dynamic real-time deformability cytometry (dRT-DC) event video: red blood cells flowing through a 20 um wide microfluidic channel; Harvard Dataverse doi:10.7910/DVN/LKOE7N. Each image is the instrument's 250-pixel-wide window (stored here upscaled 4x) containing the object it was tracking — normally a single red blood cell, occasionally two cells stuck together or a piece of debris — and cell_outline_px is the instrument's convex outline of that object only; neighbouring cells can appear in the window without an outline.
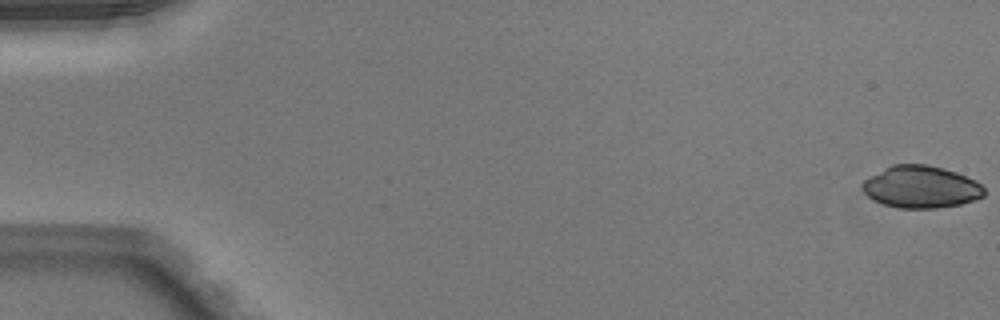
{"species": "Egyptian fruit bat (a non-hibernating species)", "species_latin": "Rousettus aegyptiacus", "temperature_condition": "warm", "stored_images_in_passage": 49, "camera_frame_rate_fps": 3000, "um_per_image_px": 0.085, "animal": {"sex": "male"}, "frame": {"image": 1, "passage_image": 1, "time_ms": 0.0, "image_size_px": [1000, 320], "cell_outline_px": [[984, 196], [960, 204], [936, 208], [896, 208], [872, 200], [860, 188], [860, 184], [864, 180], [884, 168], [892, 164], [928, 164], [944, 168], [956, 172], [976, 180], [984, 188]], "centroid_in_image_um": [78.25, 15.88], "position_along_channel_um": 6.7, "area_um2": 30.06}}